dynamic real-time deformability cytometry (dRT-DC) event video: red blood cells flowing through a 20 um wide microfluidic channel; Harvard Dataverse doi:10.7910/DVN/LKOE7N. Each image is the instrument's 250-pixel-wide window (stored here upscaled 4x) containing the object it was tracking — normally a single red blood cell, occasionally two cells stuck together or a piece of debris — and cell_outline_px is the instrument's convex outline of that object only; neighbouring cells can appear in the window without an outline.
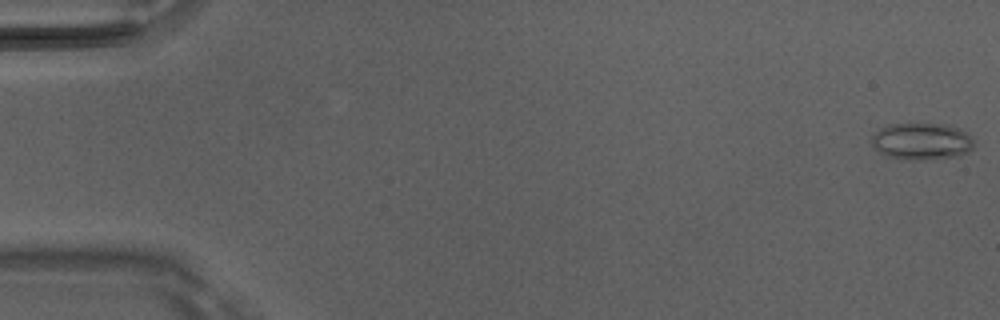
{"species": "Egyptian fruit bat (a non-hibernating species)", "species_latin": "Rousettus aegyptiacus", "temperature_condition": "room temperature", "stored_images_in_passage": 4, "camera_frame_rate_fps": 3000, "um_per_image_px": 0.085, "animal": {"sex": "male"}, "frame": {"image": 1, "passage_image": 1, "time_ms": 0.0, "image_size_px": [1000, 320], "cell_outline_px": [[976, 144], [968, 152], [960, 156], [924, 160], [900, 160], [888, 156], [880, 152], [872, 144], [872, 136], [880, 128], [888, 124], [948, 124], [960, 128], [972, 136]], "centroid_in_image_um": [78.39, 12.02], "position_along_channel_um": 6.6, "area_um2": 22.37}}